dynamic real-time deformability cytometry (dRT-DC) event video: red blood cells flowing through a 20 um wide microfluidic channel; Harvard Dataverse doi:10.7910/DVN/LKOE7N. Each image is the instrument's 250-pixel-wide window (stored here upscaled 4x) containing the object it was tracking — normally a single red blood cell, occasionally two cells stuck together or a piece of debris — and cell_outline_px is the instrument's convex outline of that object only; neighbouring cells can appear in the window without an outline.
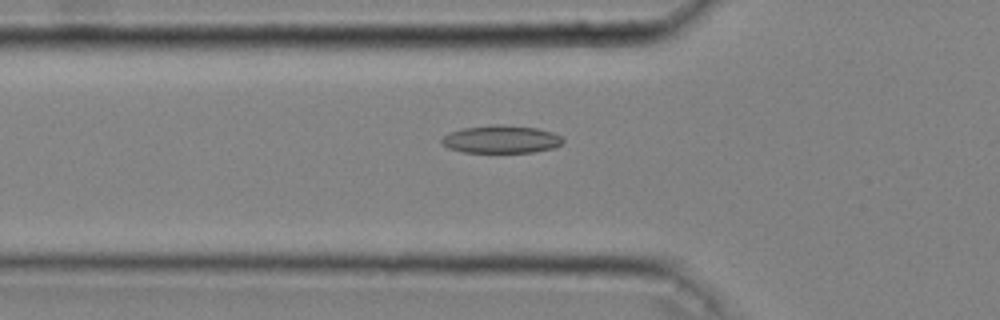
{"species": "common noctule bat (a hibernating species)", "species_latin": "Nyctalus noctula", "temperature_condition": "cold", "stored_images_in_passage": 41, "camera_frame_rate_fps": 3000, "um_per_image_px": 0.085, "animal": {"sex": "male", "body_mass_g": 20.4}, "frame": {"image": 1, "passage_image": 13, "time_ms": 4.0, "image_size_px": [1000, 320], "cell_outline_px": [[564, 140], [556, 148], [532, 152], [464, 152], [448, 148], [440, 140], [448, 132], [464, 128], [492, 124], [500, 124], [536, 128], [552, 132], [560, 136]], "centroid_in_image_um": [42.6, 11.83], "position_along_channel_um": 83.2, "area_um2": 19.59}}
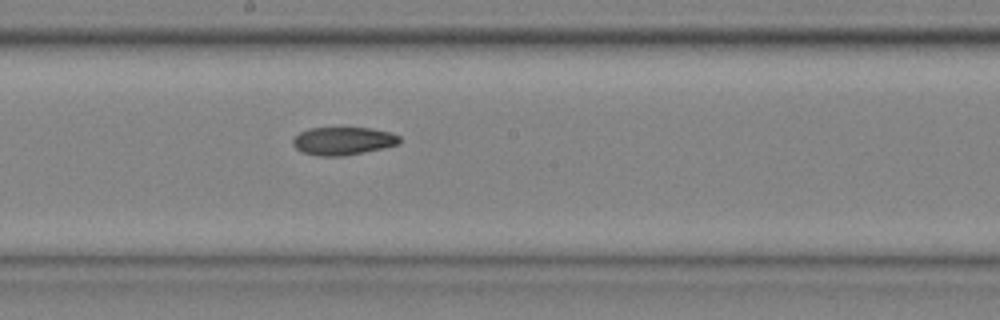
{"frame": {"image": 2, "passage_image": 23, "time_ms": 7.333, "image_size_px": [1000, 320], "cell_outline_px": [[400, 144], [384, 148], [344, 156], [316, 156], [304, 152], [296, 148], [292, 144], [292, 140], [300, 132], [308, 128], [372, 128], [392, 132], [400, 136]], "centroid_in_image_um": [29.19, 11.98], "position_along_channel_um": 219.0, "area_um2": 17.51}}
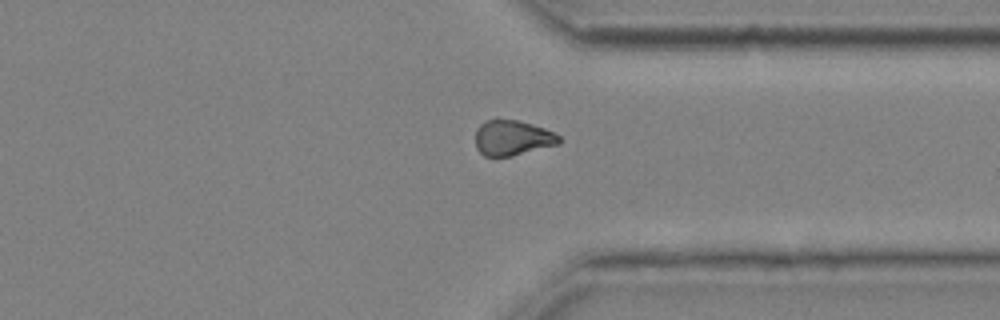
{"frame": {"image": 3, "passage_image": 34, "time_ms": 11.0, "image_size_px": [1000, 320], "cell_outline_px": [[560, 144], [512, 156], [484, 156], [476, 148], [476, 128], [484, 120], [516, 120], [532, 124], [544, 128], [560, 136]], "centroid_in_image_um": [43.55, 11.72], "position_along_channel_um": 367.9, "area_um2": 17.17}, "authors_computed_cell_mechanics": {"area_um2": 17.918, "velocity_mm_per_s": 4.0708, "shape_relaxation_time_tau1_ms": null, "shape_relaxation_time_tau2_ms": 4.7949, "deformation_change_tau1": null, "deformation_change_tau2": 0.0843}}